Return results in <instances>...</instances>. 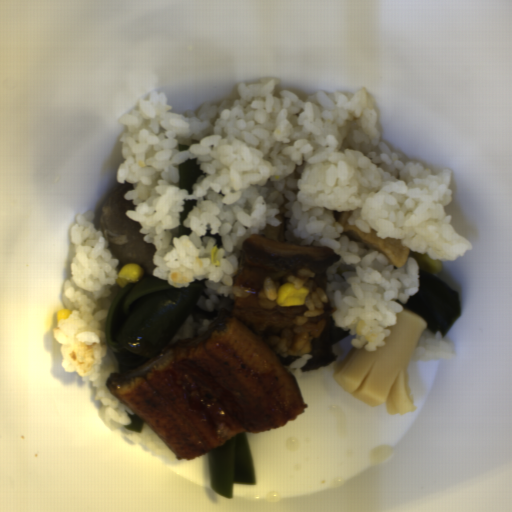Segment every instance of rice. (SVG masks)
Wrapping results in <instances>:
<instances>
[{"mask_svg":"<svg viewBox=\"0 0 512 512\" xmlns=\"http://www.w3.org/2000/svg\"><path fill=\"white\" fill-rule=\"evenodd\" d=\"M126 436L139 444L144 445L153 453L160 455L163 459L176 463L185 464L190 459H177V455L165 444V442L155 433V431L145 422L141 433L134 431L126 433Z\"/></svg>","mask_w":512,"mask_h":512,"instance_id":"acb35da6","label":"rice"},{"mask_svg":"<svg viewBox=\"0 0 512 512\" xmlns=\"http://www.w3.org/2000/svg\"><path fill=\"white\" fill-rule=\"evenodd\" d=\"M261 83H238L237 100L219 106L206 101L197 111L168 112L165 92L151 90L138 109L120 116L128 126L120 136L122 157L116 171L118 187L131 183L123 197L134 209L127 217L140 224L138 233L152 243L153 274L171 286L204 280L196 306L205 312L230 311L236 297L254 293L237 285L242 246L259 235L266 224L279 226L282 215L286 243L330 247L339 259L329 266L326 291L312 280L317 273L299 270L282 280L266 277L257 295L264 309L280 307L278 289L293 283L306 288V310L294 328L264 336L274 354L300 357L285 366L296 379L314 337L325 321L307 322L323 312L329 301L335 326L350 330L351 346L375 352L383 348L396 314L417 293L419 263L407 257L403 266L389 265L387 257L365 241L346 235L338 219L352 211L348 223L364 232L377 231L381 239H400L401 246L425 253L434 261H454L473 245L451 225L445 206L451 202V172L432 174L421 163L400 161L376 126L375 101L362 86L353 92L315 91L302 101L289 90L274 95L281 83L260 77ZM200 144H191L192 140ZM178 143L189 145L175 151ZM197 159L205 175L189 194L177 187L178 164ZM185 199L197 206L183 221L192 233L172 238L180 223ZM221 234L222 245L204 235ZM172 238V239H171Z\"/></svg>","mask_w":512,"mask_h":512,"instance_id":"652b925c","label":"rice"},{"mask_svg":"<svg viewBox=\"0 0 512 512\" xmlns=\"http://www.w3.org/2000/svg\"><path fill=\"white\" fill-rule=\"evenodd\" d=\"M456 356L455 347L444 339L441 330L435 333L424 327L418 336V342L410 355L409 362L430 360H450Z\"/></svg>","mask_w":512,"mask_h":512,"instance_id":"8eca5e8b","label":"rice"},{"mask_svg":"<svg viewBox=\"0 0 512 512\" xmlns=\"http://www.w3.org/2000/svg\"><path fill=\"white\" fill-rule=\"evenodd\" d=\"M93 210L76 216L70 229L75 256L70 264L71 278L65 280L63 295L78 310H71L67 319L52 329L55 341L61 344V366L64 372H78L82 382H93L95 401L107 405L104 420L129 425L135 413L113 396L106 384L107 376L120 373L121 368L106 338L109 309L118 292L120 265L112 257L101 229L96 230Z\"/></svg>","mask_w":512,"mask_h":512,"instance_id":"023b6e5f","label":"rice"},{"mask_svg":"<svg viewBox=\"0 0 512 512\" xmlns=\"http://www.w3.org/2000/svg\"><path fill=\"white\" fill-rule=\"evenodd\" d=\"M214 321L215 320L212 319H203L198 317L197 321L194 322L192 313L190 311L188 316L184 320L183 324L172 337V339L169 341L167 346L175 344L179 340L201 337L206 332L209 325L212 324Z\"/></svg>","mask_w":512,"mask_h":512,"instance_id":"b023fe2a","label":"rice"}]
</instances>
